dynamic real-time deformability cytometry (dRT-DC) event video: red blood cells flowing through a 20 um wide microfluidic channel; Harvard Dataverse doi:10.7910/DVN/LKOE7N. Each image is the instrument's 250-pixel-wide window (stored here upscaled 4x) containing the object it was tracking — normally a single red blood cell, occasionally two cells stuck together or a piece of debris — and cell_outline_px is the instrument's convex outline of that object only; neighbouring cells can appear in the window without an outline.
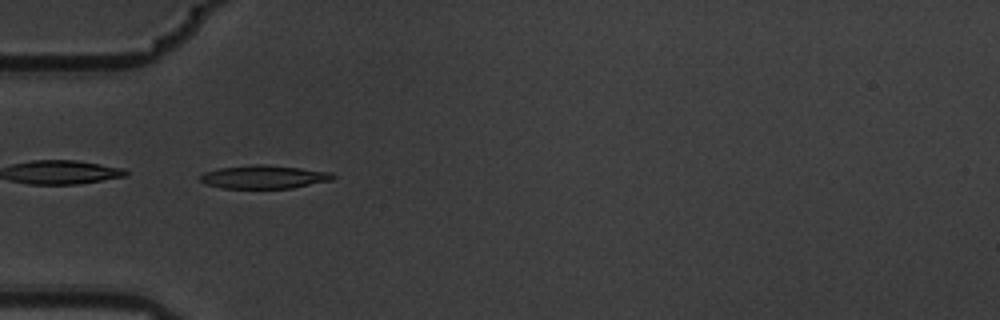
{"species": "common noctule bat (a hibernating species)", "species_latin": "Nyctalus noctula", "temperature_condition": "warm", "stored_images_in_passage": 2, "camera_frame_rate_fps": 3000, "um_per_image_px": 0.085, "animal": {"sex": "male", "body_mass_g": 19.5, "forearm_length_mm": 54.6}, "frame": {"image": 1, "passage_image": 1, "time_ms": 0.0, "image_size_px": [1000, 320], "cell_outline_px": [[336, 176], [332, 180], [292, 188], [224, 188], [204, 184], [200, 180], [200, 176], [204, 172], [220, 168], [252, 164], [264, 164], [300, 168], [332, 172]], "centroid_in_image_um": [22.44, 15.03], "position_along_channel_um": 62.6, "area_um2": 18.03}}